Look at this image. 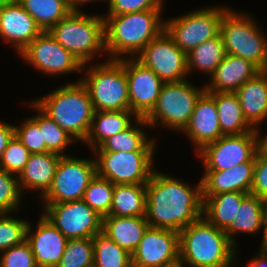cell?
<instances>
[{
    "instance_id": "29",
    "label": "cell",
    "mask_w": 267,
    "mask_h": 267,
    "mask_svg": "<svg viewBox=\"0 0 267 267\" xmlns=\"http://www.w3.org/2000/svg\"><path fill=\"white\" fill-rule=\"evenodd\" d=\"M135 124L134 127L131 124L125 130L109 137L98 148L93 150V152L155 151L154 140H147V134L142 130L144 125L149 127L145 118L137 117Z\"/></svg>"
},
{
    "instance_id": "42",
    "label": "cell",
    "mask_w": 267,
    "mask_h": 267,
    "mask_svg": "<svg viewBox=\"0 0 267 267\" xmlns=\"http://www.w3.org/2000/svg\"><path fill=\"white\" fill-rule=\"evenodd\" d=\"M1 253V267H38L27 240Z\"/></svg>"
},
{
    "instance_id": "18",
    "label": "cell",
    "mask_w": 267,
    "mask_h": 267,
    "mask_svg": "<svg viewBox=\"0 0 267 267\" xmlns=\"http://www.w3.org/2000/svg\"><path fill=\"white\" fill-rule=\"evenodd\" d=\"M39 219L34 233L32 225L28 223L26 240L31 246L38 267H57L68 239L43 214Z\"/></svg>"
},
{
    "instance_id": "9",
    "label": "cell",
    "mask_w": 267,
    "mask_h": 267,
    "mask_svg": "<svg viewBox=\"0 0 267 267\" xmlns=\"http://www.w3.org/2000/svg\"><path fill=\"white\" fill-rule=\"evenodd\" d=\"M228 8L207 7L165 20V31L174 43L188 53L220 34L222 16Z\"/></svg>"
},
{
    "instance_id": "27",
    "label": "cell",
    "mask_w": 267,
    "mask_h": 267,
    "mask_svg": "<svg viewBox=\"0 0 267 267\" xmlns=\"http://www.w3.org/2000/svg\"><path fill=\"white\" fill-rule=\"evenodd\" d=\"M247 195L248 193L234 191L202 195V216L218 229L225 231L235 219L237 208Z\"/></svg>"
},
{
    "instance_id": "2",
    "label": "cell",
    "mask_w": 267,
    "mask_h": 267,
    "mask_svg": "<svg viewBox=\"0 0 267 267\" xmlns=\"http://www.w3.org/2000/svg\"><path fill=\"white\" fill-rule=\"evenodd\" d=\"M236 246L224 230L218 229L202 216L179 232V264L230 267L236 259Z\"/></svg>"
},
{
    "instance_id": "16",
    "label": "cell",
    "mask_w": 267,
    "mask_h": 267,
    "mask_svg": "<svg viewBox=\"0 0 267 267\" xmlns=\"http://www.w3.org/2000/svg\"><path fill=\"white\" fill-rule=\"evenodd\" d=\"M132 255V267H173L179 264V232L148 227Z\"/></svg>"
},
{
    "instance_id": "15",
    "label": "cell",
    "mask_w": 267,
    "mask_h": 267,
    "mask_svg": "<svg viewBox=\"0 0 267 267\" xmlns=\"http://www.w3.org/2000/svg\"><path fill=\"white\" fill-rule=\"evenodd\" d=\"M19 55L38 71L48 75L81 72L85 68L48 31L41 32Z\"/></svg>"
},
{
    "instance_id": "50",
    "label": "cell",
    "mask_w": 267,
    "mask_h": 267,
    "mask_svg": "<svg viewBox=\"0 0 267 267\" xmlns=\"http://www.w3.org/2000/svg\"><path fill=\"white\" fill-rule=\"evenodd\" d=\"M9 0H0V8L6 4Z\"/></svg>"
},
{
    "instance_id": "48",
    "label": "cell",
    "mask_w": 267,
    "mask_h": 267,
    "mask_svg": "<svg viewBox=\"0 0 267 267\" xmlns=\"http://www.w3.org/2000/svg\"><path fill=\"white\" fill-rule=\"evenodd\" d=\"M94 2L95 0H68V5L71 11H81L78 7L81 6L82 3Z\"/></svg>"
},
{
    "instance_id": "45",
    "label": "cell",
    "mask_w": 267,
    "mask_h": 267,
    "mask_svg": "<svg viewBox=\"0 0 267 267\" xmlns=\"http://www.w3.org/2000/svg\"><path fill=\"white\" fill-rule=\"evenodd\" d=\"M15 135L14 125L0 122V159L11 138Z\"/></svg>"
},
{
    "instance_id": "10",
    "label": "cell",
    "mask_w": 267,
    "mask_h": 267,
    "mask_svg": "<svg viewBox=\"0 0 267 267\" xmlns=\"http://www.w3.org/2000/svg\"><path fill=\"white\" fill-rule=\"evenodd\" d=\"M99 177L114 185L147 184L153 174L154 151L94 152Z\"/></svg>"
},
{
    "instance_id": "8",
    "label": "cell",
    "mask_w": 267,
    "mask_h": 267,
    "mask_svg": "<svg viewBox=\"0 0 267 267\" xmlns=\"http://www.w3.org/2000/svg\"><path fill=\"white\" fill-rule=\"evenodd\" d=\"M205 88H196L188 80L165 82L158 96L157 103L145 117L149 127L166 125L170 129L183 131L188 125L196 101Z\"/></svg>"
},
{
    "instance_id": "23",
    "label": "cell",
    "mask_w": 267,
    "mask_h": 267,
    "mask_svg": "<svg viewBox=\"0 0 267 267\" xmlns=\"http://www.w3.org/2000/svg\"><path fill=\"white\" fill-rule=\"evenodd\" d=\"M247 123L255 130L267 119V72L261 71L236 92Z\"/></svg>"
},
{
    "instance_id": "39",
    "label": "cell",
    "mask_w": 267,
    "mask_h": 267,
    "mask_svg": "<svg viewBox=\"0 0 267 267\" xmlns=\"http://www.w3.org/2000/svg\"><path fill=\"white\" fill-rule=\"evenodd\" d=\"M31 153L14 135L5 148L0 159V169L19 176L23 171Z\"/></svg>"
},
{
    "instance_id": "32",
    "label": "cell",
    "mask_w": 267,
    "mask_h": 267,
    "mask_svg": "<svg viewBox=\"0 0 267 267\" xmlns=\"http://www.w3.org/2000/svg\"><path fill=\"white\" fill-rule=\"evenodd\" d=\"M42 32L49 31L71 10L68 0H17Z\"/></svg>"
},
{
    "instance_id": "25",
    "label": "cell",
    "mask_w": 267,
    "mask_h": 267,
    "mask_svg": "<svg viewBox=\"0 0 267 267\" xmlns=\"http://www.w3.org/2000/svg\"><path fill=\"white\" fill-rule=\"evenodd\" d=\"M148 227L145 216L102 217V233L130 254L136 250Z\"/></svg>"
},
{
    "instance_id": "21",
    "label": "cell",
    "mask_w": 267,
    "mask_h": 267,
    "mask_svg": "<svg viewBox=\"0 0 267 267\" xmlns=\"http://www.w3.org/2000/svg\"><path fill=\"white\" fill-rule=\"evenodd\" d=\"M255 162H243L225 170H205L202 181V195L224 192L250 194Z\"/></svg>"
},
{
    "instance_id": "7",
    "label": "cell",
    "mask_w": 267,
    "mask_h": 267,
    "mask_svg": "<svg viewBox=\"0 0 267 267\" xmlns=\"http://www.w3.org/2000/svg\"><path fill=\"white\" fill-rule=\"evenodd\" d=\"M220 36L226 54L251 61L261 71H265L267 39L250 16L228 9L222 16Z\"/></svg>"
},
{
    "instance_id": "33",
    "label": "cell",
    "mask_w": 267,
    "mask_h": 267,
    "mask_svg": "<svg viewBox=\"0 0 267 267\" xmlns=\"http://www.w3.org/2000/svg\"><path fill=\"white\" fill-rule=\"evenodd\" d=\"M225 56V47L219 34L217 37L203 42L187 53L188 72L190 73L192 70L198 69L211 76Z\"/></svg>"
},
{
    "instance_id": "46",
    "label": "cell",
    "mask_w": 267,
    "mask_h": 267,
    "mask_svg": "<svg viewBox=\"0 0 267 267\" xmlns=\"http://www.w3.org/2000/svg\"><path fill=\"white\" fill-rule=\"evenodd\" d=\"M260 248L258 256L248 263V267H267V247Z\"/></svg>"
},
{
    "instance_id": "19",
    "label": "cell",
    "mask_w": 267,
    "mask_h": 267,
    "mask_svg": "<svg viewBox=\"0 0 267 267\" xmlns=\"http://www.w3.org/2000/svg\"><path fill=\"white\" fill-rule=\"evenodd\" d=\"M35 20L16 0H9L0 8V36L5 42H13L20 54L40 33Z\"/></svg>"
},
{
    "instance_id": "11",
    "label": "cell",
    "mask_w": 267,
    "mask_h": 267,
    "mask_svg": "<svg viewBox=\"0 0 267 267\" xmlns=\"http://www.w3.org/2000/svg\"><path fill=\"white\" fill-rule=\"evenodd\" d=\"M97 174L96 161L62 155L52 184L42 196L43 203L82 200L89 182Z\"/></svg>"
},
{
    "instance_id": "17",
    "label": "cell",
    "mask_w": 267,
    "mask_h": 267,
    "mask_svg": "<svg viewBox=\"0 0 267 267\" xmlns=\"http://www.w3.org/2000/svg\"><path fill=\"white\" fill-rule=\"evenodd\" d=\"M130 58L124 57L130 110L145 118L155 107L164 82L136 58Z\"/></svg>"
},
{
    "instance_id": "49",
    "label": "cell",
    "mask_w": 267,
    "mask_h": 267,
    "mask_svg": "<svg viewBox=\"0 0 267 267\" xmlns=\"http://www.w3.org/2000/svg\"><path fill=\"white\" fill-rule=\"evenodd\" d=\"M259 146L267 152V134L259 138Z\"/></svg>"
},
{
    "instance_id": "34",
    "label": "cell",
    "mask_w": 267,
    "mask_h": 267,
    "mask_svg": "<svg viewBox=\"0 0 267 267\" xmlns=\"http://www.w3.org/2000/svg\"><path fill=\"white\" fill-rule=\"evenodd\" d=\"M93 267H132V255L102 232L93 237Z\"/></svg>"
},
{
    "instance_id": "47",
    "label": "cell",
    "mask_w": 267,
    "mask_h": 267,
    "mask_svg": "<svg viewBox=\"0 0 267 267\" xmlns=\"http://www.w3.org/2000/svg\"><path fill=\"white\" fill-rule=\"evenodd\" d=\"M263 239L261 247H267V199H265L264 219H263Z\"/></svg>"
},
{
    "instance_id": "6",
    "label": "cell",
    "mask_w": 267,
    "mask_h": 267,
    "mask_svg": "<svg viewBox=\"0 0 267 267\" xmlns=\"http://www.w3.org/2000/svg\"><path fill=\"white\" fill-rule=\"evenodd\" d=\"M81 82L88 90L94 111L130 109L124 57L91 65Z\"/></svg>"
},
{
    "instance_id": "38",
    "label": "cell",
    "mask_w": 267,
    "mask_h": 267,
    "mask_svg": "<svg viewBox=\"0 0 267 267\" xmlns=\"http://www.w3.org/2000/svg\"><path fill=\"white\" fill-rule=\"evenodd\" d=\"M28 222L0 213V251L22 243L26 240Z\"/></svg>"
},
{
    "instance_id": "13",
    "label": "cell",
    "mask_w": 267,
    "mask_h": 267,
    "mask_svg": "<svg viewBox=\"0 0 267 267\" xmlns=\"http://www.w3.org/2000/svg\"><path fill=\"white\" fill-rule=\"evenodd\" d=\"M259 131L241 135H223L204 146L199 155L205 170H225L243 162H255Z\"/></svg>"
},
{
    "instance_id": "43",
    "label": "cell",
    "mask_w": 267,
    "mask_h": 267,
    "mask_svg": "<svg viewBox=\"0 0 267 267\" xmlns=\"http://www.w3.org/2000/svg\"><path fill=\"white\" fill-rule=\"evenodd\" d=\"M108 16L123 15L132 12L162 9L163 0H108Z\"/></svg>"
},
{
    "instance_id": "52",
    "label": "cell",
    "mask_w": 267,
    "mask_h": 267,
    "mask_svg": "<svg viewBox=\"0 0 267 267\" xmlns=\"http://www.w3.org/2000/svg\"><path fill=\"white\" fill-rule=\"evenodd\" d=\"M265 72H267V60H266V65H265Z\"/></svg>"
},
{
    "instance_id": "20",
    "label": "cell",
    "mask_w": 267,
    "mask_h": 267,
    "mask_svg": "<svg viewBox=\"0 0 267 267\" xmlns=\"http://www.w3.org/2000/svg\"><path fill=\"white\" fill-rule=\"evenodd\" d=\"M200 151L222 135L215 99L206 91L196 101L188 125L183 130Z\"/></svg>"
},
{
    "instance_id": "51",
    "label": "cell",
    "mask_w": 267,
    "mask_h": 267,
    "mask_svg": "<svg viewBox=\"0 0 267 267\" xmlns=\"http://www.w3.org/2000/svg\"><path fill=\"white\" fill-rule=\"evenodd\" d=\"M173 267H184V266L181 265V264H178V265H175V266H173Z\"/></svg>"
},
{
    "instance_id": "22",
    "label": "cell",
    "mask_w": 267,
    "mask_h": 267,
    "mask_svg": "<svg viewBox=\"0 0 267 267\" xmlns=\"http://www.w3.org/2000/svg\"><path fill=\"white\" fill-rule=\"evenodd\" d=\"M260 72L251 61L226 54L211 75L209 85H204V88L206 92H236Z\"/></svg>"
},
{
    "instance_id": "12",
    "label": "cell",
    "mask_w": 267,
    "mask_h": 267,
    "mask_svg": "<svg viewBox=\"0 0 267 267\" xmlns=\"http://www.w3.org/2000/svg\"><path fill=\"white\" fill-rule=\"evenodd\" d=\"M67 238H93L102 232V216L83 199L63 203H45L44 214Z\"/></svg>"
},
{
    "instance_id": "36",
    "label": "cell",
    "mask_w": 267,
    "mask_h": 267,
    "mask_svg": "<svg viewBox=\"0 0 267 267\" xmlns=\"http://www.w3.org/2000/svg\"><path fill=\"white\" fill-rule=\"evenodd\" d=\"M115 185L97 174L89 182L83 200L102 217L107 216L112 204Z\"/></svg>"
},
{
    "instance_id": "24",
    "label": "cell",
    "mask_w": 267,
    "mask_h": 267,
    "mask_svg": "<svg viewBox=\"0 0 267 267\" xmlns=\"http://www.w3.org/2000/svg\"><path fill=\"white\" fill-rule=\"evenodd\" d=\"M61 155L53 152L31 154L23 171L18 176L19 188L37 189L42 197L50 188Z\"/></svg>"
},
{
    "instance_id": "37",
    "label": "cell",
    "mask_w": 267,
    "mask_h": 267,
    "mask_svg": "<svg viewBox=\"0 0 267 267\" xmlns=\"http://www.w3.org/2000/svg\"><path fill=\"white\" fill-rule=\"evenodd\" d=\"M93 238L68 239L57 267H93Z\"/></svg>"
},
{
    "instance_id": "35",
    "label": "cell",
    "mask_w": 267,
    "mask_h": 267,
    "mask_svg": "<svg viewBox=\"0 0 267 267\" xmlns=\"http://www.w3.org/2000/svg\"><path fill=\"white\" fill-rule=\"evenodd\" d=\"M30 105L39 111L38 114L32 118L40 126L46 144V152H53L61 156L65 155V153L63 154L62 152L66 149L67 145L71 144L75 139L43 113L33 102H31Z\"/></svg>"
},
{
    "instance_id": "31",
    "label": "cell",
    "mask_w": 267,
    "mask_h": 267,
    "mask_svg": "<svg viewBox=\"0 0 267 267\" xmlns=\"http://www.w3.org/2000/svg\"><path fill=\"white\" fill-rule=\"evenodd\" d=\"M146 214V184L115 185L107 216L134 217Z\"/></svg>"
},
{
    "instance_id": "40",
    "label": "cell",
    "mask_w": 267,
    "mask_h": 267,
    "mask_svg": "<svg viewBox=\"0 0 267 267\" xmlns=\"http://www.w3.org/2000/svg\"><path fill=\"white\" fill-rule=\"evenodd\" d=\"M21 199L18 176L0 169V213L15 211Z\"/></svg>"
},
{
    "instance_id": "28",
    "label": "cell",
    "mask_w": 267,
    "mask_h": 267,
    "mask_svg": "<svg viewBox=\"0 0 267 267\" xmlns=\"http://www.w3.org/2000/svg\"><path fill=\"white\" fill-rule=\"evenodd\" d=\"M216 102L222 135H241L253 129L245 120L235 92H208Z\"/></svg>"
},
{
    "instance_id": "26",
    "label": "cell",
    "mask_w": 267,
    "mask_h": 267,
    "mask_svg": "<svg viewBox=\"0 0 267 267\" xmlns=\"http://www.w3.org/2000/svg\"><path fill=\"white\" fill-rule=\"evenodd\" d=\"M137 116L130 110L94 111L93 119L85 143L92 151L98 148L106 139L128 128L132 124L131 116Z\"/></svg>"
},
{
    "instance_id": "1",
    "label": "cell",
    "mask_w": 267,
    "mask_h": 267,
    "mask_svg": "<svg viewBox=\"0 0 267 267\" xmlns=\"http://www.w3.org/2000/svg\"><path fill=\"white\" fill-rule=\"evenodd\" d=\"M186 183L154 170L146 184V220L150 227L180 232L202 217V181Z\"/></svg>"
},
{
    "instance_id": "3",
    "label": "cell",
    "mask_w": 267,
    "mask_h": 267,
    "mask_svg": "<svg viewBox=\"0 0 267 267\" xmlns=\"http://www.w3.org/2000/svg\"><path fill=\"white\" fill-rule=\"evenodd\" d=\"M162 9L103 16L105 21V49L109 59H121L130 54L135 58L144 47L165 30ZM162 21V22H161ZM113 56V57H112Z\"/></svg>"
},
{
    "instance_id": "41",
    "label": "cell",
    "mask_w": 267,
    "mask_h": 267,
    "mask_svg": "<svg viewBox=\"0 0 267 267\" xmlns=\"http://www.w3.org/2000/svg\"><path fill=\"white\" fill-rule=\"evenodd\" d=\"M15 135L31 154L46 152V144L39 124L31 117L21 126H14Z\"/></svg>"
},
{
    "instance_id": "5",
    "label": "cell",
    "mask_w": 267,
    "mask_h": 267,
    "mask_svg": "<svg viewBox=\"0 0 267 267\" xmlns=\"http://www.w3.org/2000/svg\"><path fill=\"white\" fill-rule=\"evenodd\" d=\"M49 34L83 65L105 49V21L98 15L71 11L49 31Z\"/></svg>"
},
{
    "instance_id": "14",
    "label": "cell",
    "mask_w": 267,
    "mask_h": 267,
    "mask_svg": "<svg viewBox=\"0 0 267 267\" xmlns=\"http://www.w3.org/2000/svg\"><path fill=\"white\" fill-rule=\"evenodd\" d=\"M135 58L164 83L185 80L189 74L187 53L174 43L165 30L150 41Z\"/></svg>"
},
{
    "instance_id": "44",
    "label": "cell",
    "mask_w": 267,
    "mask_h": 267,
    "mask_svg": "<svg viewBox=\"0 0 267 267\" xmlns=\"http://www.w3.org/2000/svg\"><path fill=\"white\" fill-rule=\"evenodd\" d=\"M250 194L267 199V152L260 146L255 155V168Z\"/></svg>"
},
{
    "instance_id": "30",
    "label": "cell",
    "mask_w": 267,
    "mask_h": 267,
    "mask_svg": "<svg viewBox=\"0 0 267 267\" xmlns=\"http://www.w3.org/2000/svg\"><path fill=\"white\" fill-rule=\"evenodd\" d=\"M265 199L248 194L237 208L235 219L225 230L230 241L235 245L232 237L236 233H258L263 229Z\"/></svg>"
},
{
    "instance_id": "4",
    "label": "cell",
    "mask_w": 267,
    "mask_h": 267,
    "mask_svg": "<svg viewBox=\"0 0 267 267\" xmlns=\"http://www.w3.org/2000/svg\"><path fill=\"white\" fill-rule=\"evenodd\" d=\"M32 102L75 140L85 141L94 109L88 90L81 80L59 87Z\"/></svg>"
}]
</instances>
